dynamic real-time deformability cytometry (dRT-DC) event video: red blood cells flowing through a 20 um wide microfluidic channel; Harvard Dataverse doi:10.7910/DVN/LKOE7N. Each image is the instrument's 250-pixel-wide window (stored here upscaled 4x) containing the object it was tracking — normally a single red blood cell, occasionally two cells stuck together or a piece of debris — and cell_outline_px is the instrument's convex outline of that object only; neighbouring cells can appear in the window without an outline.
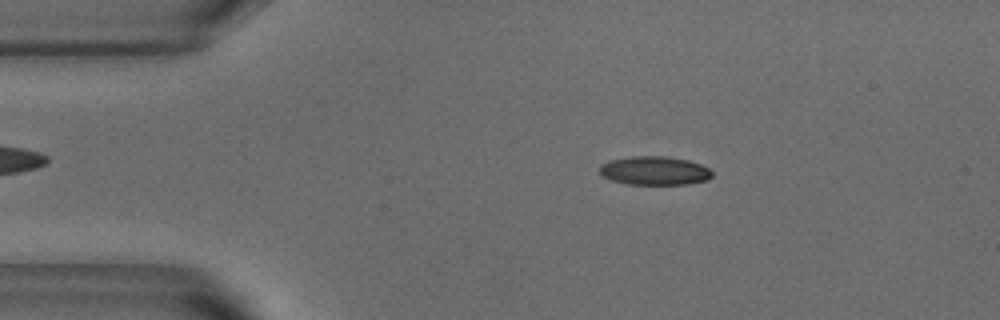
{"species": "common noctule bat (a hibernating species)", "species_latin": "Nyctalus noctula", "temperature_condition": "warm", "stored_images_in_passage": 51, "camera_frame_rate_fps": 3000, "um_per_image_px": 0.085, "animal": {"sex": "male", "body_mass_g": 18.8}, "frame": {"image": 1, "passage_image": 8, "time_ms": 2.333, "image_size_px": [1000, 320], "cell_outline_px": [[712, 176], [708, 180], [688, 184], [628, 184], [612, 180], [604, 176], [600, 172], [600, 164], [608, 160], [632, 156], [668, 156], [688, 160], [700, 164], [708, 168], [712, 172]], "centroid_in_image_um": [55.64, 14.5], "position_along_channel_um": 29.4, "area_um2": 18.84}}
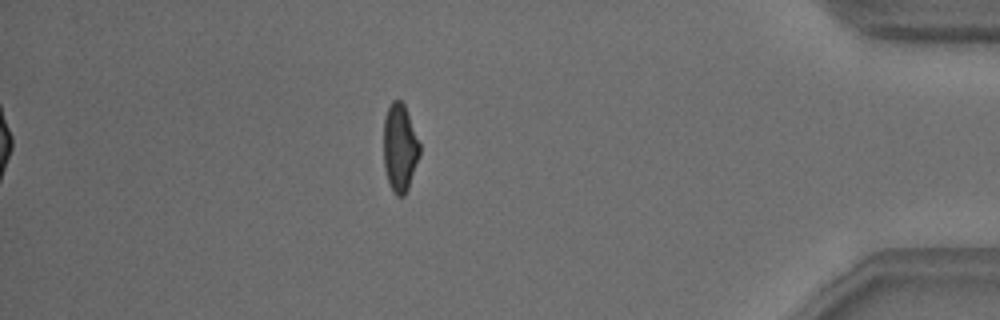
{"frame": {"image": 2, "passage_image": 44, "time_ms": 14.333, "image_size_px": [1000, 320], "cell_outline_px": [[420, 156], [408, 188], [404, 196], [396, 196], [388, 180], [384, 168], [384, 120], [388, 108], [392, 100], [400, 100], [404, 104], [420, 144]], "centroid_in_image_um": [33.99, 12.57], "position_along_channel_um": 401.2, "area_um2": 18.32}}
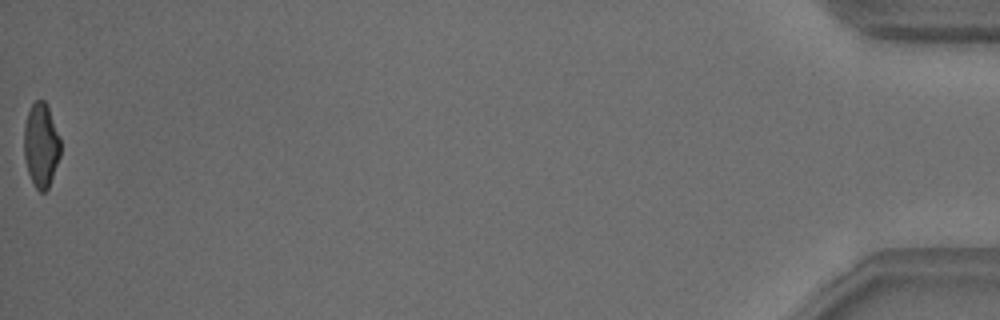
{"frame": {"image": 3, "passage_image": 51, "time_ms": 16.667, "image_size_px": [1000, 320], "cell_outline_px": [[60, 156], [48, 188], [44, 192], [40, 192], [36, 188], [28, 172], [24, 160], [24, 124], [28, 112], [32, 104], [36, 100], [44, 100], [48, 108], [60, 136]], "centroid_in_image_um": [3.48, 12.34], "position_along_channel_um": 431.7, "area_um2": 17.8}, "authors_computed_cell_mechanics": {"area_um2": 19.1318, "velocity_mm_per_s": 3.8427, "shape_relaxation_time_tau1_ms": 4.795, "shape_relaxation_time_tau2_ms": 1.5466, "deformation_change_tau1": 0.1817, "deformation_change_tau2": 0.0881}}